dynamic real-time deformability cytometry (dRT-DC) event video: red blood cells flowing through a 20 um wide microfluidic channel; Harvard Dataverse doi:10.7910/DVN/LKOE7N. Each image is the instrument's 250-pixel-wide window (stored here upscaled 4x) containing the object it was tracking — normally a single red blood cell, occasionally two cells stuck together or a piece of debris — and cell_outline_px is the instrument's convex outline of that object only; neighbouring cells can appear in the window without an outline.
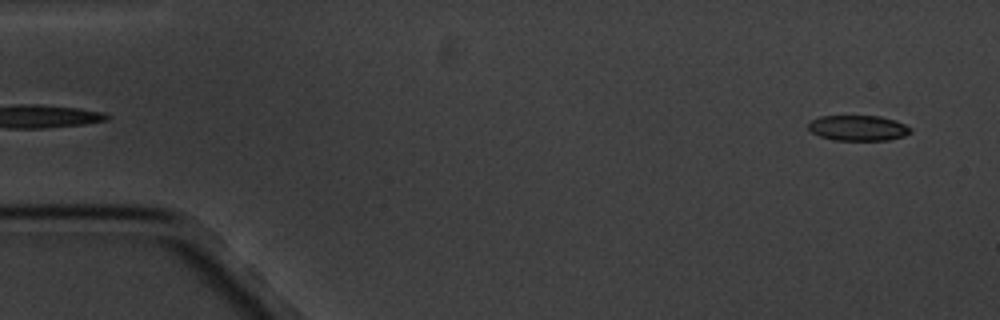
{"species": "common noctule bat (a hibernating species)", "species_latin": "Nyctalus noctula", "temperature_condition": "cold", "stored_images_in_passage": 4, "camera_frame_rate_fps": 3000, "um_per_image_px": 0.085, "animal": {"sex": "male", "body_mass_g": 20.1, "forearm_length_mm": 53.5}, "frame": {"image": 1, "passage_image": 1, "time_ms": 0.0, "image_size_px": [1000, 320], "cell_outline_px": [[912, 132], [904, 136], [888, 140], [832, 140], [820, 136], [812, 132], [808, 128], [808, 124], [812, 120], [820, 116], [880, 116], [904, 124], [912, 128]], "centroid_in_image_um": [72.94, 10.88], "position_along_channel_um": 12.1, "area_um2": 15.09}}
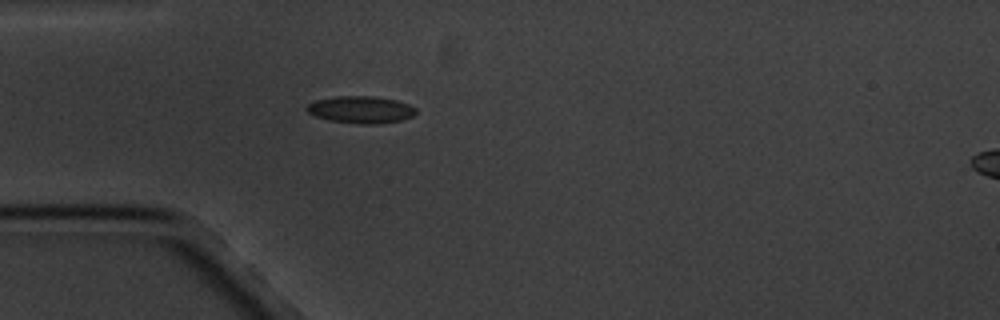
{"frame": {"image": 2, "passage_image": 4, "time_ms": 4.333, "image_size_px": [1000, 320], "cell_outline_px": [[416, 112], [412, 116], [400, 120], [372, 124], [364, 124], [332, 120], [316, 116], [308, 112], [304, 108], [308, 104], [316, 100], [336, 96], [372, 96], [396, 100], [408, 104], [416, 108]], "centroid_in_image_um": [30.66, 9.3], "position_along_channel_um": 54.3, "area_um2": 16.94}}